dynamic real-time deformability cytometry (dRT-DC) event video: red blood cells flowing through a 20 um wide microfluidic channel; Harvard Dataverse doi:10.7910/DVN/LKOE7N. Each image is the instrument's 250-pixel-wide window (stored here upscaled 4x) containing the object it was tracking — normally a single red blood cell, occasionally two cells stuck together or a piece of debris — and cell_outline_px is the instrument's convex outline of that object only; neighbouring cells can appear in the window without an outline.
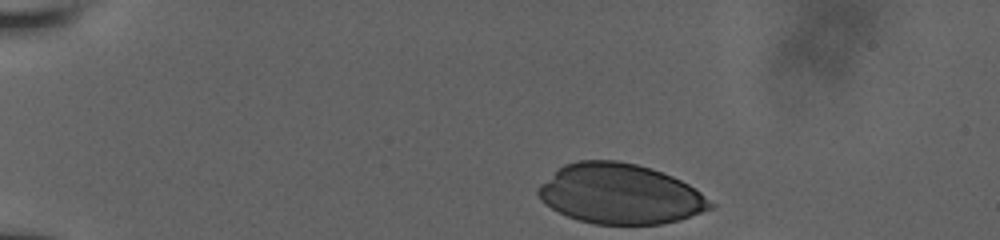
{"species": "human", "species_latin": "Homo sapiens", "temperature_condition": "room temperature", "stored_images_in_passage": 13, "camera_frame_rate_fps": 3000, "um_per_image_px": 0.085, "donor": {"sex": "male"}, "frame": {"image": 1, "passage_image": 1, "time_ms": 0.0, "image_size_px": [1000, 240], "cell_outline_px": [[716, 204], [712, 208], [680, 220], [660, 224], [596, 224], [580, 220], [568, 216], [544, 204], [540, 200], [536, 192], [536, 188], [540, 184], [564, 164], [576, 160], [616, 160], [636, 164], [652, 168], [672, 176], [688, 184], [700, 192]], "centroid_in_image_um": [52.7, 16.48], "position_along_channel_um": 32.3, "area_um2": 60.29}}